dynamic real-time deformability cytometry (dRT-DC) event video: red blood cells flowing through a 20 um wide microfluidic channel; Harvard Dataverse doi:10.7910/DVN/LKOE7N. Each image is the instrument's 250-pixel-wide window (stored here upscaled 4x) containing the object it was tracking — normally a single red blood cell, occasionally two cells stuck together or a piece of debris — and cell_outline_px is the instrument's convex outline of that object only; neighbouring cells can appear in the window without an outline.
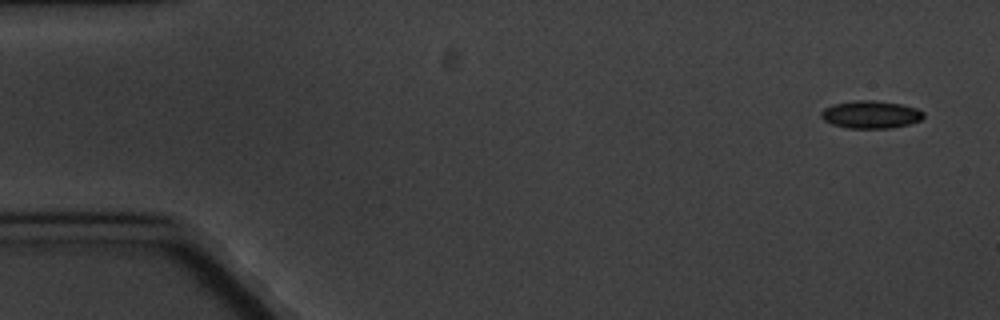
{"species": "common noctule bat (a hibernating species)", "species_latin": "Nyctalus noctula", "temperature_condition": "cold", "stored_images_in_passage": 5, "camera_frame_rate_fps": 3000, "um_per_image_px": 0.085, "animal": {"sex": "male", "body_mass_g": 20.1, "forearm_length_mm": 53.5}, "frame": {"image": 1, "passage_image": 1, "time_ms": 0.0, "image_size_px": [1000, 320], "cell_outline_px": [[924, 116], [920, 120], [908, 124], [892, 128], [848, 128], [832, 124], [824, 120], [820, 116], [820, 112], [824, 108], [832, 104], [856, 100], [872, 100], [900, 104], [916, 108], [924, 112]], "centroid_in_image_um": [73.99, 9.73], "position_along_channel_um": 11.0, "area_um2": 16.47}}
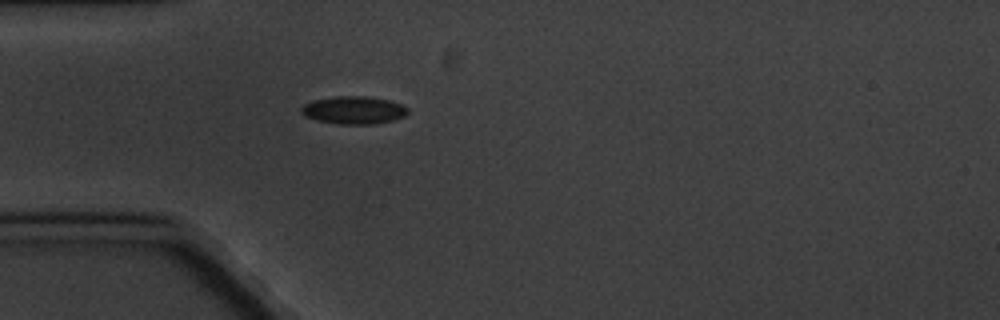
{"frame": {"image": 2, "passage_image": 5, "time_ms": 4.667, "image_size_px": [1000, 320], "cell_outline_px": [[408, 112], [404, 116], [392, 120], [376, 124], [336, 124], [316, 120], [304, 116], [300, 112], [300, 108], [304, 104], [312, 100], [336, 96], [364, 96], [388, 100], [400, 104], [408, 108]], "centroid_in_image_um": [30.02, 9.36], "position_along_channel_um": 55.0, "area_um2": 17.28}}